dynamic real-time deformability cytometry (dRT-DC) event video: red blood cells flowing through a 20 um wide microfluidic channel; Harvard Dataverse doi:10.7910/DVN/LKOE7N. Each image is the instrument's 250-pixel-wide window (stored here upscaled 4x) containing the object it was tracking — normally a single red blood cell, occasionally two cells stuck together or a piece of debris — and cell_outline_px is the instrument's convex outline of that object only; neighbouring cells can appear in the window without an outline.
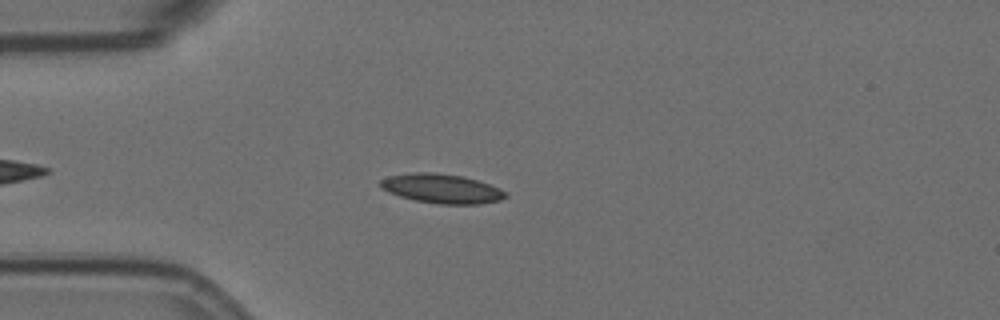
{"species": "Egyptian fruit bat (a non-hibernating species)", "species_latin": "Rousettus aegyptiacus", "temperature_condition": "room temperature", "stored_images_in_passage": 51, "camera_frame_rate_fps": 3000, "um_per_image_px": 0.085, "animal": {"sex": "female"}, "frame": {"image": 1, "passage_image": 9, "time_ms": 2.667, "image_size_px": [1000, 320], "cell_outline_px": [[508, 196], [500, 200], [480, 204], [440, 204], [416, 200], [400, 196], [388, 192], [380, 188], [376, 184], [380, 180], [388, 176], [416, 172], [432, 172], [464, 176], [500, 188], [508, 192]], "centroid_in_image_um": [37.53, 16.03], "position_along_channel_um": 47.5, "area_um2": 21.5}}
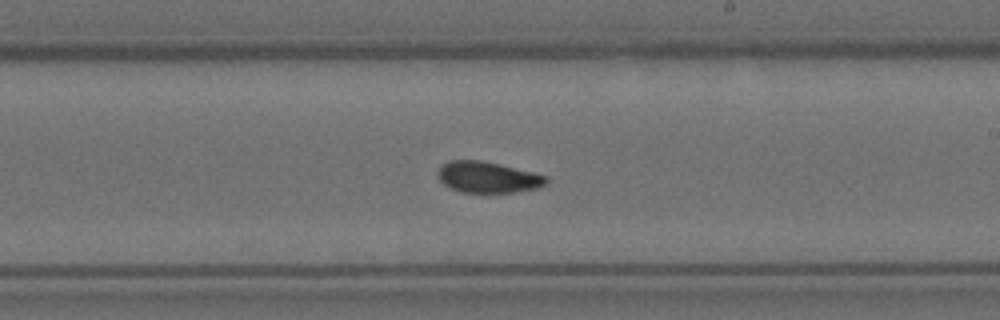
{"frame": {"image": 2, "passage_image": 27, "time_ms": 8.667, "image_size_px": [1000, 320], "cell_outline_px": [[548, 180], [540, 188], [512, 192], [460, 192], [448, 188], [436, 176], [436, 172], [440, 164], [448, 160], [480, 160], [500, 164], [548, 176]], "centroid_in_image_um": [41.4, 15.05], "position_along_channel_um": 247.6, "area_um2": 19.88}}
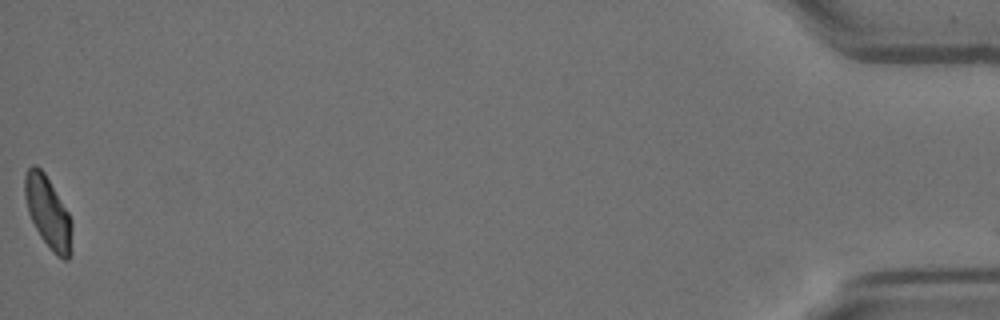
{"frame": {"image": 3, "passage_image": 51, "time_ms": 16.667, "image_size_px": [1000, 320], "cell_outline_px": [[72, 252], [68, 260], [64, 260], [56, 256], [52, 252], [40, 236], [28, 212], [24, 196], [24, 176], [28, 168], [32, 164], [36, 164], [44, 172], [68, 212], [72, 220]], "centroid_in_image_um": [4.09, 18.08], "position_along_channel_um": 431.1, "area_um2": 19.88}, "authors_computed_cell_mechanics": {"area_um2": 19.8832, "velocity_mm_per_s": 3.5611, "shape_relaxation_time_tau1_ms": 9.4626, "shape_relaxation_time_tau2_ms": 3.3721, "deformation_change_tau1": 0.2104, "deformation_change_tau2": 0.0661}}